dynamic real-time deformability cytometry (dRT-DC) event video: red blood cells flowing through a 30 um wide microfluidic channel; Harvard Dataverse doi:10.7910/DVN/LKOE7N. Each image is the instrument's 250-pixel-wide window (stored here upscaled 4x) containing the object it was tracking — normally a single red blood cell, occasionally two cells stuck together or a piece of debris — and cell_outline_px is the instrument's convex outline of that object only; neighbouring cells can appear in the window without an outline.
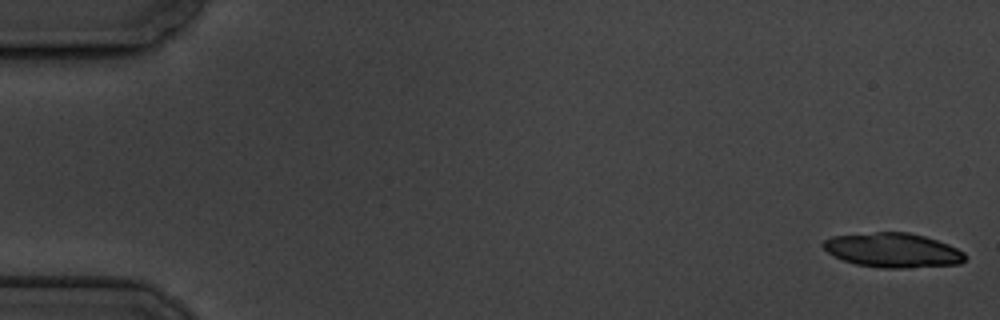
{"species": "common noctule bat (a hibernating species)", "species_latin": "Nyctalus noctula", "temperature_condition": "cold", "stored_images_in_passage": 7, "camera_frame_rate_fps": 3000, "um_per_image_px": 0.085, "animal": {"sex": "male", "body_mass_g": 19.5, "forearm_length_mm": 54.6}, "frame": {"image": 1, "passage_image": 1, "time_ms": 0.0, "image_size_px": [1000, 320], "cell_outline_px": [[968, 256], [960, 264], [908, 268], [880, 268], [856, 264], [844, 260], [828, 252], [820, 244], [824, 240], [832, 236], [876, 232], [908, 232], [924, 236], [948, 244], [964, 252]], "centroid_in_image_um": [75.91, 21.27], "position_along_channel_um": 9.1, "area_um2": 28.5}}
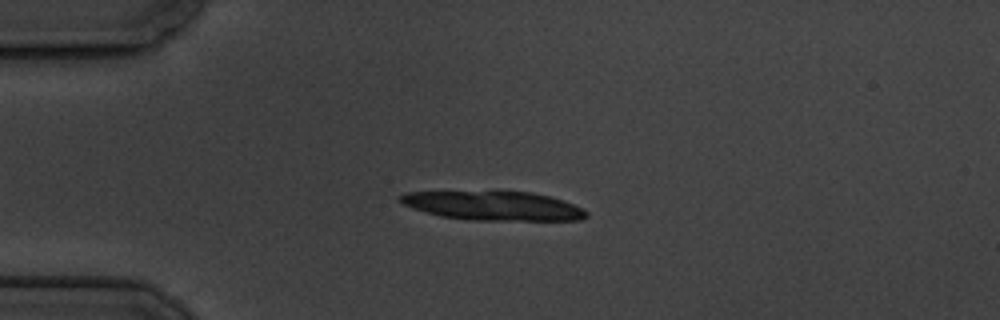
{"frame": {"image": 2, "passage_image": 4, "time_ms": 4.333, "image_size_px": [1000, 320], "cell_outline_px": [[588, 216], [580, 220], [468, 220], [440, 216], [412, 208], [396, 200], [396, 196], [404, 192], [532, 192], [564, 200], [584, 208], [588, 212]], "centroid_in_image_um": [41.93, 17.5], "position_along_channel_um": 43.1, "area_um2": 31.56}}